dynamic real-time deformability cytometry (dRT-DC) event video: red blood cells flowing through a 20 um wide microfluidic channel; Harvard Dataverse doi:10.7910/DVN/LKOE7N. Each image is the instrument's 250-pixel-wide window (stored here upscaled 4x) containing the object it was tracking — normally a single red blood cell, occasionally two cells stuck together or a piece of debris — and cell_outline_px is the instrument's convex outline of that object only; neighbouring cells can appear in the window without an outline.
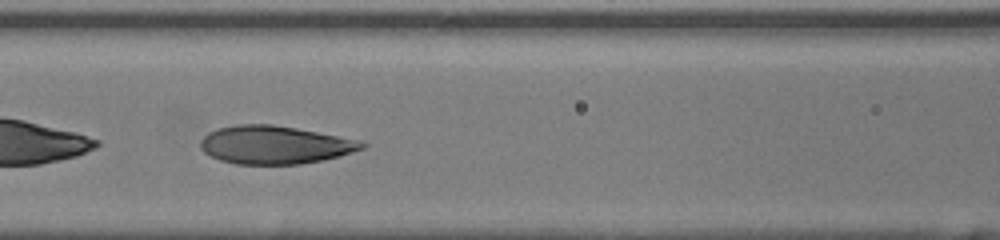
{"species": "human", "species_latin": "Homo sapiens", "temperature_condition": "room temperature", "stored_images_in_passage": 40, "camera_frame_rate_fps": 3000, "um_per_image_px": 0.085, "donor": {"sex": "female"}, "frame": {"image": 1, "passage_image": 18, "time_ms": 5.667, "image_size_px": [1000, 240], "cell_outline_px": [[368, 144], [364, 148], [340, 156], [300, 164], [236, 164], [220, 160], [204, 152], [200, 148], [200, 140], [208, 132], [216, 128], [236, 124], [272, 124], [296, 128], [364, 140]], "centroid_in_image_um": [23.37, 12.3], "position_along_channel_um": 143.2, "area_um2": 36.13}}
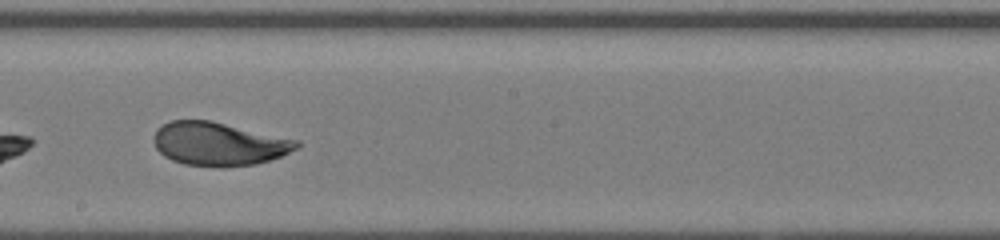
{"frame": {"image": 2, "passage_image": 24, "time_ms": 7.667, "image_size_px": [1000, 240], "cell_outline_px": [[300, 144], [296, 148], [280, 156], [256, 164], [184, 164], [172, 160], [164, 156], [156, 148], [152, 140], [156, 128], [172, 120], [212, 120], [300, 140]], "centroid_in_image_um": [18.57, 12.17], "position_along_channel_um": 229.6, "area_um2": 35.43}}
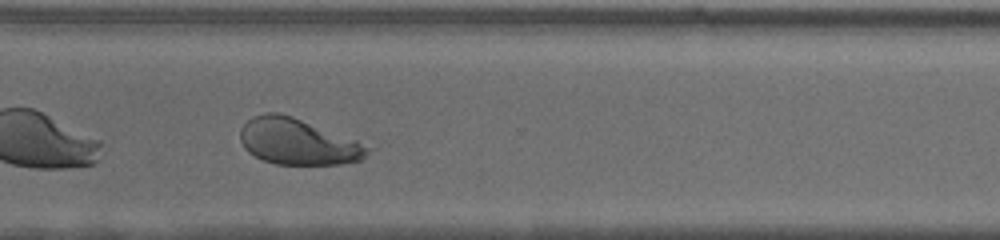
{"frame": {"image": 3, "passage_image": 32, "time_ms": 10.333, "image_size_px": [1000, 240], "cell_outline_px": [[376, 148], [360, 160], [340, 164], [276, 164], [264, 160], [248, 152], [244, 148], [240, 140], [240, 128], [252, 116], [264, 112], [276, 112], [292, 116], [356, 140]], "centroid_in_image_um": [25.33, 12.04], "position_along_channel_um": 345.3, "area_um2": 34.28}, "authors_computed_cell_mechanics": {"area_um2": 36.7608, "velocity_mm_per_s": 4.3236, "shape_relaxation_time_tau1_ms": 3.9022, "shape_relaxation_time_tau2_ms": 0.6325, "deformation_change_tau1": 0.1945, "deformation_change_tau2": 0.0555}}